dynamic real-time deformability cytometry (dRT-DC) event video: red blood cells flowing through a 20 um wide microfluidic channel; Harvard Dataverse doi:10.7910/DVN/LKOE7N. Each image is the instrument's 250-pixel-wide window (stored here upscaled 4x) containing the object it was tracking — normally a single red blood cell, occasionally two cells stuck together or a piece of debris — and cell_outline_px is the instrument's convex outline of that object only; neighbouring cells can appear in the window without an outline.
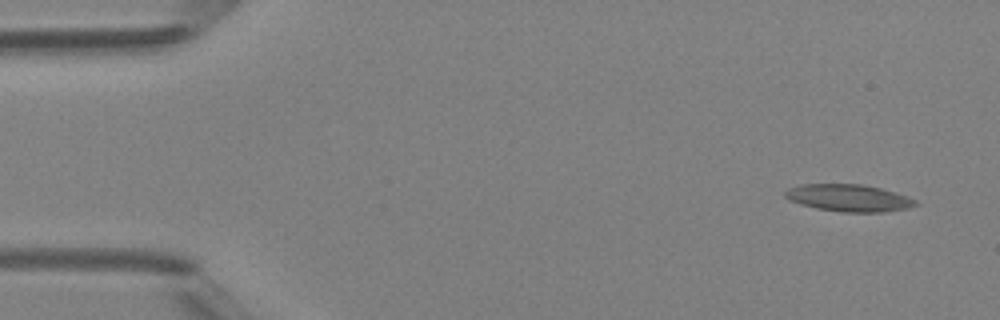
{"species": "Egyptian fruit bat (a non-hibernating species)", "species_latin": "Rousettus aegyptiacus", "temperature_condition": "room temperature", "stored_images_in_passage": 4, "camera_frame_rate_fps": 3000, "um_per_image_px": 0.085, "animal": {"sex": "female"}, "frame": {"image": 1, "passage_image": 1, "time_ms": 0.0, "image_size_px": [1000, 320], "cell_outline_px": [[920, 204], [908, 208], [884, 212], [844, 212], [816, 208], [800, 204], [784, 196], [784, 192], [788, 188], [800, 184], [860, 184], [880, 188], [908, 196], [916, 200]], "centroid_in_image_um": [72.16, 16.82], "position_along_channel_um": 12.8, "area_um2": 20.58}}
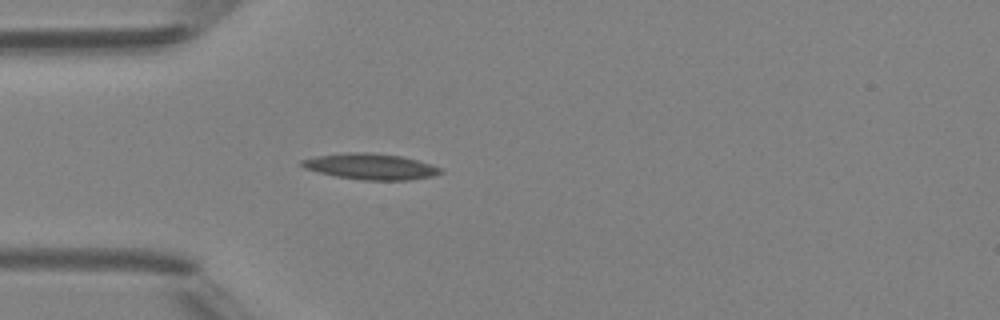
{"frame": {"image": 2, "passage_image": 4, "time_ms": 3.667, "image_size_px": [1000, 320], "cell_outline_px": [[444, 172], [432, 176], [408, 180], [364, 180], [336, 176], [304, 168], [300, 164], [300, 160], [316, 156], [348, 152], [368, 152], [400, 156], [432, 164], [440, 168]], "centroid_in_image_um": [31.5, 14.15], "position_along_channel_um": 53.5, "area_um2": 20.81}}